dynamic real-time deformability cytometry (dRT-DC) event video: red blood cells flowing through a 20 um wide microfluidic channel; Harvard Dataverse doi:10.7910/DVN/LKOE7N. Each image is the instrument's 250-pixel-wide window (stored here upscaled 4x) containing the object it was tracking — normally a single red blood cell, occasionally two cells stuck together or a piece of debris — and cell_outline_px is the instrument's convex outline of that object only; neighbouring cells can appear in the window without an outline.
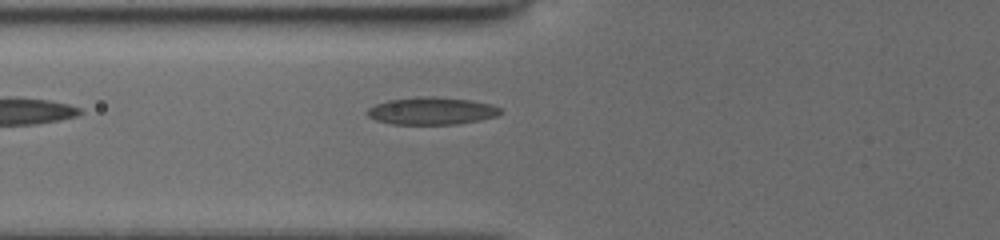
{"species": "common noctule bat (a hibernating species)", "species_latin": "Nyctalus noctula", "temperature_condition": "cold", "stored_images_in_passage": 4, "camera_frame_rate_fps": 3000, "um_per_image_px": 0.085, "animal": {"sex": "female", "body_mass_g": 19.5, "forearm_length_mm": 54.1}, "frame": {"image": 1, "passage_image": 4, "time_ms": 3.667, "image_size_px": [1000, 240], "cell_outline_px": [[504, 112], [496, 116], [480, 120], [456, 124], [392, 124], [376, 120], [368, 116], [364, 112], [368, 108], [376, 104], [388, 100], [424, 96], [436, 96], [472, 100], [492, 104], [500, 108]], "centroid_in_image_um": [36.7, 9.42], "position_along_channel_um": 89.1, "area_um2": 21.44}}